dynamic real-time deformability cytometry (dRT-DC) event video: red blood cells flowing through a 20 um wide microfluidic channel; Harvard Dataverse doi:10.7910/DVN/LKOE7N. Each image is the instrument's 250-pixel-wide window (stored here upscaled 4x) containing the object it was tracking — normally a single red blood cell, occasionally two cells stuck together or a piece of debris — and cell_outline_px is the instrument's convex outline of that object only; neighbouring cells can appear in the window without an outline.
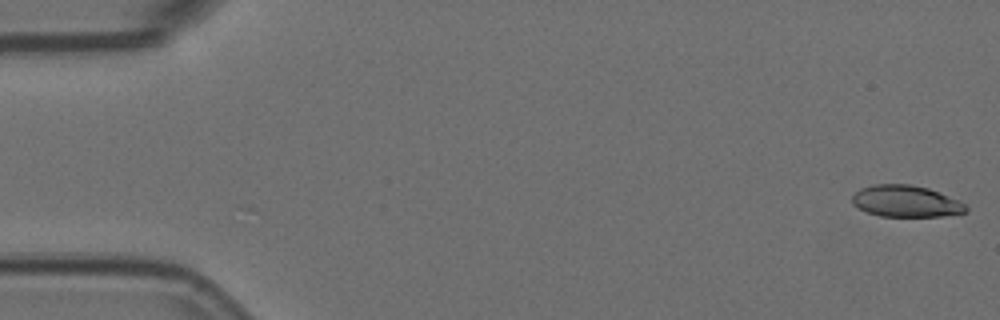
{"species": "Egyptian fruit bat (a non-hibernating species)", "species_latin": "Rousettus aegyptiacus", "temperature_condition": "room temperature", "stored_images_in_passage": 5, "camera_frame_rate_fps": 3000, "um_per_image_px": 0.085, "animal": {"sex": "female"}, "frame": {"image": 1, "passage_image": 1, "time_ms": 0.0, "image_size_px": [1000, 320], "cell_outline_px": [[968, 212], [940, 216], [880, 216], [868, 212], [852, 204], [852, 196], [860, 188], [872, 184], [912, 184], [928, 188], [960, 200], [968, 208]], "centroid_in_image_um": [77.01, 17.09], "position_along_channel_um": 8.0, "area_um2": 20.98}}
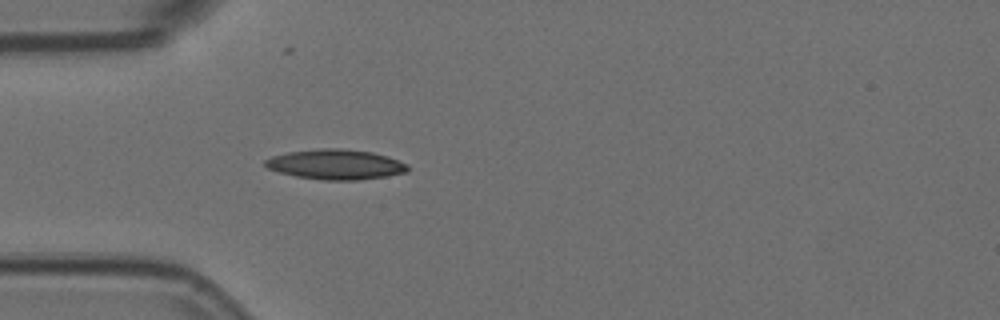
{"frame": {"image": 2, "passage_image": 5, "time_ms": 1.333, "image_size_px": [1000, 320], "cell_outline_px": [[408, 172], [388, 176], [360, 180], [320, 180], [296, 176], [280, 172], [268, 168], [264, 164], [264, 160], [272, 156], [288, 152], [320, 148], [340, 148], [372, 152], [388, 156], [408, 164]], "centroid_in_image_um": [28.56, 13.98], "position_along_channel_um": 56.4, "area_um2": 25.09}}